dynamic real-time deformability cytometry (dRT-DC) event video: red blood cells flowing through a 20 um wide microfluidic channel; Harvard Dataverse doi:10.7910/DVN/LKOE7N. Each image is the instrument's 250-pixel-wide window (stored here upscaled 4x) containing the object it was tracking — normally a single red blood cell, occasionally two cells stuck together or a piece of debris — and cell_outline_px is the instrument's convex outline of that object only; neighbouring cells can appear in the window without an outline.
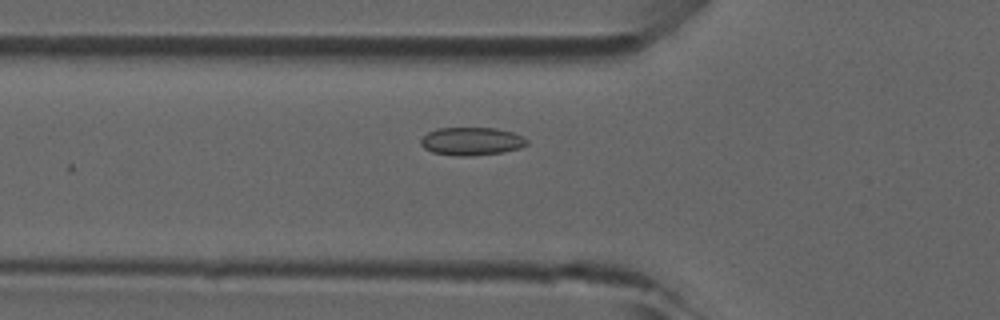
{"species": "common noctule bat (a hibernating species)", "species_latin": "Nyctalus noctula", "temperature_condition": "room temperature", "stored_images_in_passage": 8, "camera_frame_rate_fps": 3000, "um_per_image_px": 0.085, "animal": {"sex": "male", "forearm_length_mm": 52.5}, "frame": {"image": 1, "passage_image": 2, "time_ms": 0.333, "image_size_px": [1000, 320], "cell_outline_px": [[528, 144], [520, 148], [504, 152], [472, 156], [456, 156], [432, 152], [424, 148], [420, 144], [420, 140], [428, 132], [436, 128], [496, 128], [512, 132], [524, 136], [528, 140]], "centroid_in_image_um": [40.1, 12.01], "position_along_channel_um": 85.7, "area_um2": 17.51}}